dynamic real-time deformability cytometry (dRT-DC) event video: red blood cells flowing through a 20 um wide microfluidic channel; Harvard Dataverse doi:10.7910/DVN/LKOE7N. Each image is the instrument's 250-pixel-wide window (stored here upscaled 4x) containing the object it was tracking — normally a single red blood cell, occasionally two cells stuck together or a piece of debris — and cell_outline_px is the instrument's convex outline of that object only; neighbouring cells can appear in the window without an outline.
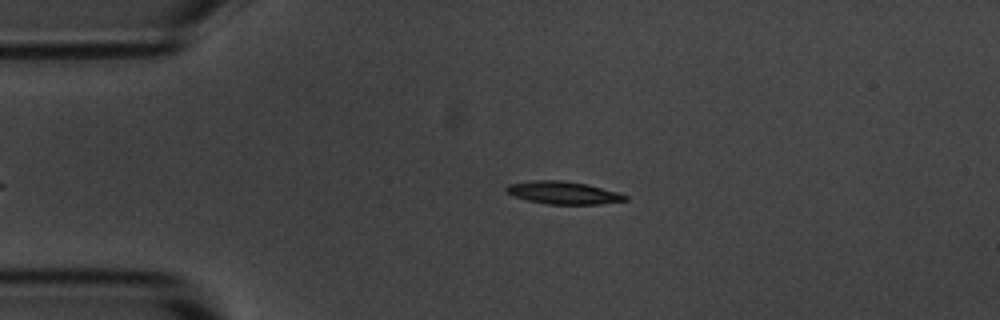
{"species": "common noctule bat (a hibernating species)", "species_latin": "Nyctalus noctula", "temperature_condition": "room temperature", "stored_images_in_passage": 42, "camera_frame_rate_fps": 3000, "um_per_image_px": 0.085, "animal": {"sex": "male", "body_mass_g": 20.1, "forearm_length_mm": 53.5}, "frame": {"image": 1, "passage_image": 4, "time_ms": 1.0, "image_size_px": [1000, 320], "cell_outline_px": [[628, 200], [600, 204], [548, 204], [528, 200], [512, 196], [504, 188], [508, 184], [532, 180], [560, 180], [588, 184], [620, 192], [628, 196]], "centroid_in_image_um": [47.9, 16.37], "position_along_channel_um": 37.1, "area_um2": 15.84}}
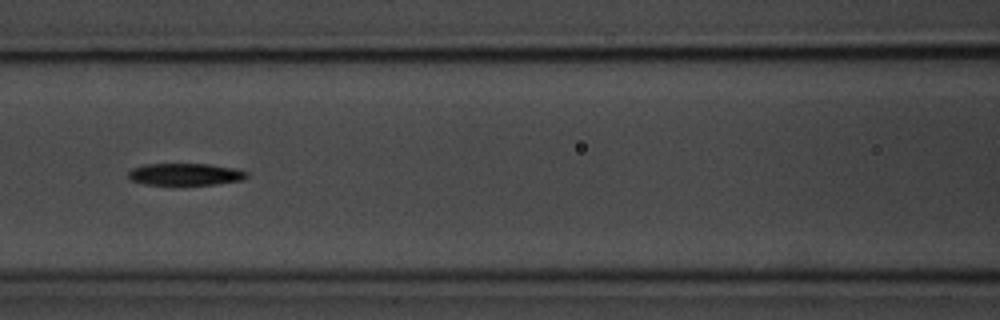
{"frame": {"image": 2, "passage_image": 16, "time_ms": 5.0, "image_size_px": [1000, 320], "cell_outline_px": [[248, 176], [240, 180], [216, 184], [148, 184], [132, 180], [128, 176], [128, 172], [132, 168], [144, 164], [208, 164], [236, 168], [248, 172]], "centroid_in_image_um": [15.76, 14.8], "position_along_channel_um": 150.8, "area_um2": 14.97}}
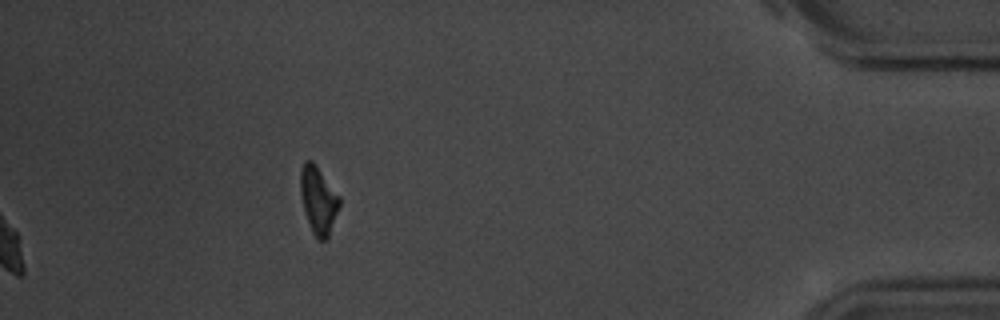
{"frame": {"image": 3, "passage_image": 42, "time_ms": 13.667, "image_size_px": [1000, 320], "cell_outline_px": [[340, 204], [328, 236], [324, 240], [316, 240], [312, 232], [304, 212], [300, 192], [300, 172], [304, 160], [312, 160], [316, 164], [340, 196]], "centroid_in_image_um": [27.04, 16.98], "position_along_channel_um": 408.2, "area_um2": 15.37}, "authors_computed_cell_mechanics": {"area_um2": 15.8372, "velocity_mm_per_s": 3.5984, "shape_relaxation_time_tau1_ms": 4.0046, "shape_relaxation_time_tau2_ms": null, "deformation_change_tau1": 0.1574, "deformation_change_tau2": null}}